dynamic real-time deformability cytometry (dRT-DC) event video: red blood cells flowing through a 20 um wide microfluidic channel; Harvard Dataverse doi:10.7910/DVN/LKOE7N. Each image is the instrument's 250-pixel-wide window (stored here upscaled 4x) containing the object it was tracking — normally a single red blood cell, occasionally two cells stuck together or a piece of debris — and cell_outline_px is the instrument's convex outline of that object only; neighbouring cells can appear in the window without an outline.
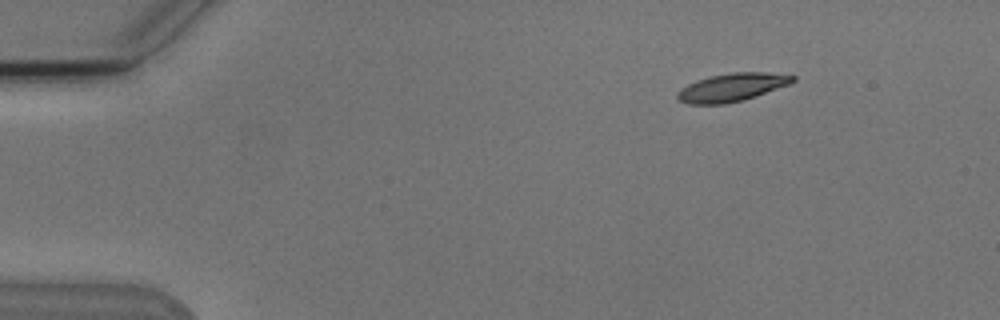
{"species": "Egyptian fruit bat (a non-hibernating species)", "species_latin": "Rousettus aegyptiacus", "temperature_condition": "cold", "stored_images_in_passage": 4, "camera_frame_rate_fps": 3000, "um_per_image_px": 0.085, "animal": {"sex": "male"}, "frame": {"image": 1, "passage_image": 4, "time_ms": 3.333, "image_size_px": [1000, 320], "cell_outline_px": [[796, 80], [788, 84], [756, 96], [744, 100], [724, 104], [688, 104], [680, 100], [676, 96], [676, 92], [680, 88], [688, 84], [712, 76], [732, 72], [768, 72], [796, 76]], "centroid_in_image_um": [62.21, 7.43], "position_along_channel_um": 22.8, "area_um2": 18.73}}